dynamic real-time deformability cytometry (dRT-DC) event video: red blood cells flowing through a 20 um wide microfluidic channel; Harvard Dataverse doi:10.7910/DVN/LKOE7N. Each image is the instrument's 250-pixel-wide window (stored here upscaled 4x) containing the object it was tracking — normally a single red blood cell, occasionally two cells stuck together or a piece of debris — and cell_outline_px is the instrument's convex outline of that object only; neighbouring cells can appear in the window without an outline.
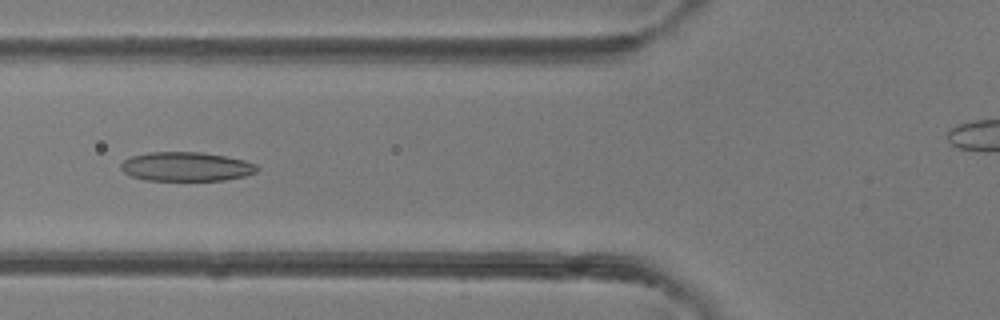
{"species": "common noctule bat (a hibernating species)", "species_latin": "Nyctalus noctula", "temperature_condition": "room temperature", "stored_images_in_passage": 5, "camera_frame_rate_fps": 3000, "um_per_image_px": 0.085, "animal": {"sex": "female"}, "frame": {"image": 1, "passage_image": 5, "time_ms": 5.333, "image_size_px": [1000, 320], "cell_outline_px": [[260, 168], [256, 172], [244, 176], [224, 180], [144, 180], [132, 176], [124, 172], [120, 168], [120, 164], [124, 160], [132, 156], [148, 152], [204, 152], [244, 160], [256, 164]], "centroid_in_image_um": [15.83, 14.16], "position_along_channel_um": 110.0, "area_um2": 23.12}}